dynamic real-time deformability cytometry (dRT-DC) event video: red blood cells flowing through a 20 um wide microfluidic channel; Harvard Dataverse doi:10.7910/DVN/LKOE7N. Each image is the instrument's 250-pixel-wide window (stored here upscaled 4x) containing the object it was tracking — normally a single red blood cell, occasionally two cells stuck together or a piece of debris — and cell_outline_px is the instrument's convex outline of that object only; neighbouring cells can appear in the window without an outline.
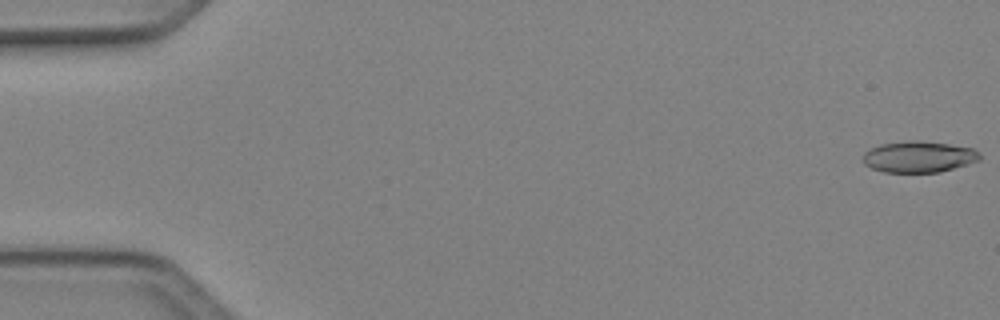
{"species": "Egyptian fruit bat (a non-hibernating species)", "species_latin": "Rousettus aegyptiacus", "temperature_condition": "cold", "stored_images_in_passage": 50, "camera_frame_rate_fps": 3000, "um_per_image_px": 0.085, "animal": {"sex": "female"}, "frame": {"image": 1, "passage_image": 1, "time_ms": 0.0, "image_size_px": [1000, 320], "cell_outline_px": [[980, 160], [968, 164], [940, 172], [884, 172], [872, 168], [864, 164], [864, 152], [880, 144], [912, 140], [916, 140], [948, 144], [972, 148], [980, 152]], "centroid_in_image_um": [78.11, 13.33], "position_along_channel_um": 6.9, "area_um2": 21.15}}
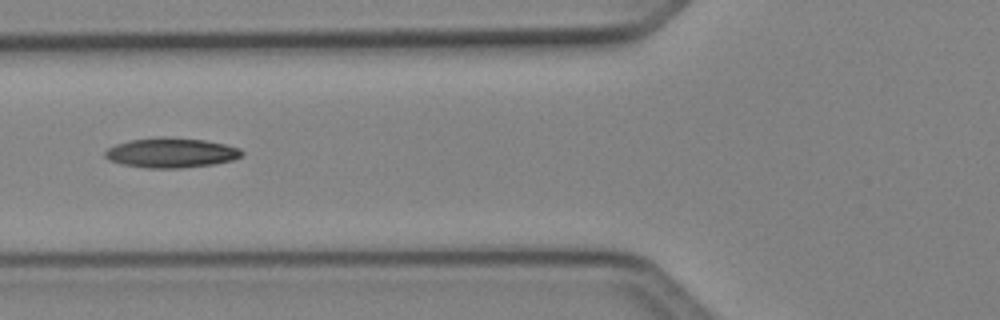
{"frame": {"image": 2, "passage_image": 20, "time_ms": 6.333, "image_size_px": [1000, 320], "cell_outline_px": [[244, 152], [240, 156], [232, 160], [212, 164], [180, 168], [144, 168], [124, 164], [108, 160], [104, 156], [104, 152], [108, 148], [116, 144], [132, 140], [160, 136], [164, 136], [204, 140], [224, 144], [240, 148]], "centroid_in_image_um": [14.52, 12.98], "position_along_channel_um": 111.3, "area_um2": 23.7}}
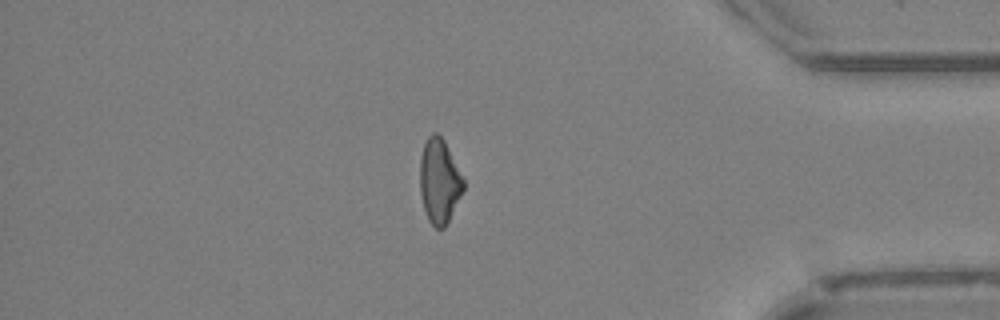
{"frame": {"image": 3, "passage_image": 43, "time_ms": 14.0, "image_size_px": [1000, 320], "cell_outline_px": [[464, 188], [444, 228], [436, 228], [428, 220], [424, 208], [420, 192], [420, 156], [424, 144], [428, 136], [432, 132], [436, 132], [444, 140], [464, 176]], "centroid_in_image_um": [37.34, 15.35], "position_along_channel_um": 397.9, "area_um2": 21.39}, "authors_computed_cell_mechanics": {"area_um2": 22.0218, "velocity_mm_per_s": 4.1386, "shape_relaxation_time_tau1_ms": 9.3032, "shape_relaxation_time_tau2_ms": 7.7273, "deformation_change_tau1": 0.2195, "deformation_change_tau2": 0.1625}}